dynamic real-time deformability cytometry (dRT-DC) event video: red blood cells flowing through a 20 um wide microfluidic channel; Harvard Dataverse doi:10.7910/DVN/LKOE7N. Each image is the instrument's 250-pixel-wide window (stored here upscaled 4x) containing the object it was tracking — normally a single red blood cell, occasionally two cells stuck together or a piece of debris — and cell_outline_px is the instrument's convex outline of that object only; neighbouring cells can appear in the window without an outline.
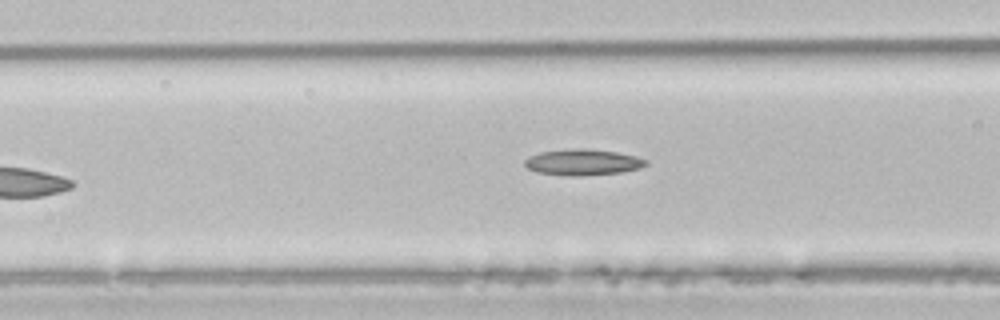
{"species": "common noctule bat (a hibernating species)", "species_latin": "Nyctalus noctula", "temperature_condition": "room temperature", "stored_images_in_passage": 6, "camera_frame_rate_fps": 3000, "um_per_image_px": 0.085, "animal": {"sex": "male", "body_mass_g": 21.5, "forearm_length_mm": 52.0}, "frame": {"image": 1, "passage_image": 5, "time_ms": 6.333, "image_size_px": [1000, 320], "cell_outline_px": [[648, 164], [640, 168], [620, 172], [580, 176], [572, 176], [536, 172], [528, 168], [524, 164], [524, 160], [528, 156], [540, 152], [572, 148], [584, 148], [616, 152], [636, 156], [648, 160]], "centroid_in_image_um": [49.53, 13.78], "position_along_channel_um": 117.1, "area_um2": 18.44}}
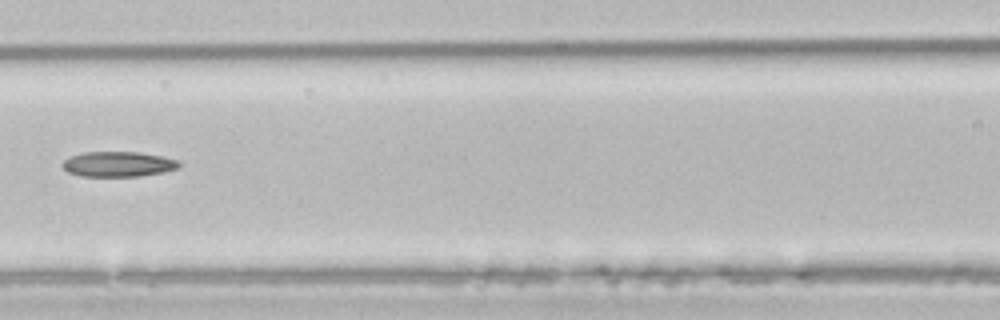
{"frame": {"image": 2, "passage_image": 6, "time_ms": 7.333, "image_size_px": [1000, 320], "cell_outline_px": [[180, 168], [164, 172], [140, 176], [80, 176], [68, 172], [60, 164], [64, 160], [72, 156], [84, 152], [140, 152], [180, 160]], "centroid_in_image_um": [10.07, 13.95], "position_along_channel_um": 156.5, "area_um2": 17.17}}